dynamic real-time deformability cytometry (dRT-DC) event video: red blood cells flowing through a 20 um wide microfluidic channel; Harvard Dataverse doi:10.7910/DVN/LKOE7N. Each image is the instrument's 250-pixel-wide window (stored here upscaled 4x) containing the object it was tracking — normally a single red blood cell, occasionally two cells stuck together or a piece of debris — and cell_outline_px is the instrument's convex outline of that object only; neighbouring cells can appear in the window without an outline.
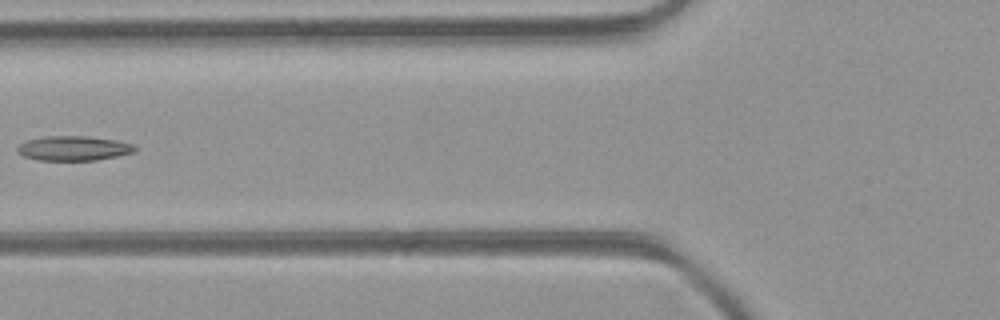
{"species": "common noctule bat (a hibernating species)", "species_latin": "Nyctalus noctula", "temperature_condition": "room temperature", "stored_images_in_passage": 5, "camera_frame_rate_fps": 3000, "um_per_image_px": 0.085, "animal": {"sex": "female", "body_mass_g": 21.9}, "frame": {"image": 1, "passage_image": 5, "time_ms": 1.333, "image_size_px": [1000, 320], "cell_outline_px": [[136, 152], [96, 160], [40, 160], [24, 156], [16, 152], [16, 148], [20, 144], [28, 140], [44, 136], [88, 136], [116, 140], [136, 144]], "centroid_in_image_um": [6.28, 12.6], "position_along_channel_um": 119.5, "area_um2": 16.94}}